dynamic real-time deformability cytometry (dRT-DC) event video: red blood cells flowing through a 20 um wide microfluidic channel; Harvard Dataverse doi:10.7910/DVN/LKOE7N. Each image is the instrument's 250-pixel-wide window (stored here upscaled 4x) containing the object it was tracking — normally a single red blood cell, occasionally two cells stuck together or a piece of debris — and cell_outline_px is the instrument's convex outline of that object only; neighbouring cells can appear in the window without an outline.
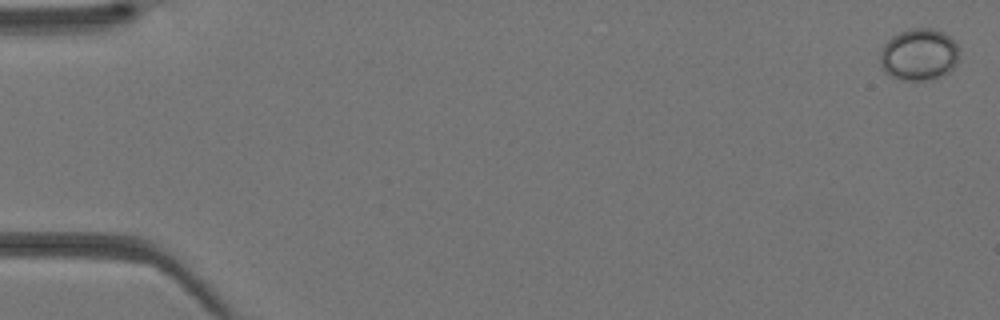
{"species": "Egyptian fruit bat (a non-hibernating species)", "species_latin": "Rousettus aegyptiacus", "temperature_condition": "warm", "stored_images_in_passage": 5, "camera_frame_rate_fps": 3000, "um_per_image_px": 0.085, "animal": {"sex": "female"}, "frame": {"image": 1, "passage_image": 1, "time_ms": 0.0, "image_size_px": [1000, 320], "cell_outline_px": [[956, 64], [944, 76], [932, 80], [900, 80], [884, 72], [880, 64], [880, 52], [884, 44], [892, 36], [908, 28], [932, 28], [944, 32], [956, 44]], "centroid_in_image_um": [78.07, 4.65], "position_along_channel_um": 6.9, "area_um2": 23.93}}